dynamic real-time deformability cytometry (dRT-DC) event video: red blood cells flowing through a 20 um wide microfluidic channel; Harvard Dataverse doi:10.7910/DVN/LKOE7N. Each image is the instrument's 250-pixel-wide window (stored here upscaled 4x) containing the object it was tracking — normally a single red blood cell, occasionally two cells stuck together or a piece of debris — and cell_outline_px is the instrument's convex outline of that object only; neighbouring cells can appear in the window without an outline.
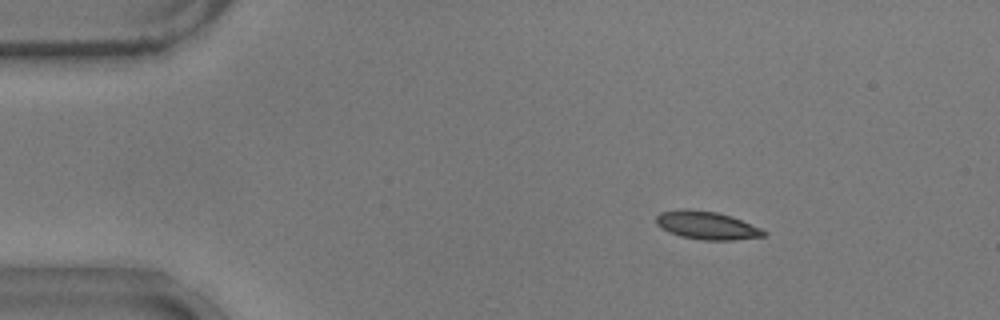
{"species": "common noctule bat (a hibernating species)", "species_latin": "Nyctalus noctula", "temperature_condition": "warm", "stored_images_in_passage": 30, "camera_frame_rate_fps": 3000, "um_per_image_px": 0.085, "animal": {"sex": "male", "body_mass_g": 17.9}, "frame": {"image": 1, "passage_image": 8, "time_ms": 2.333, "image_size_px": [1000, 320], "cell_outline_px": [[768, 236], [736, 240], [704, 240], [680, 236], [668, 232], [660, 228], [656, 224], [656, 216], [660, 212], [680, 208], [688, 208], [716, 212], [732, 216], [760, 228], [768, 232]], "centroid_in_image_um": [60.07, 19.15], "position_along_channel_um": 24.9, "area_um2": 17.92}}
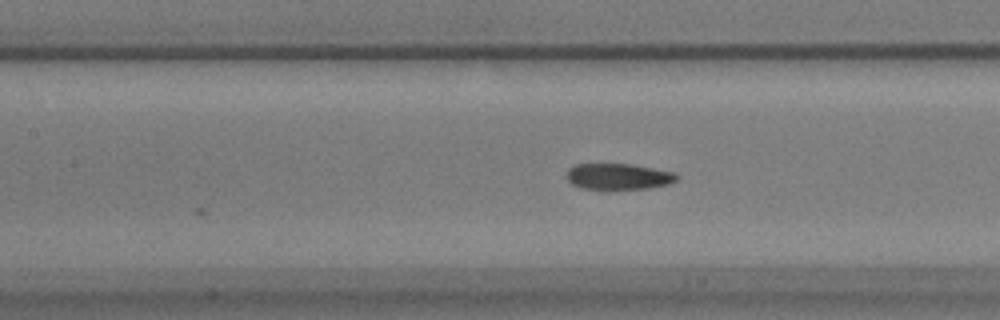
{"frame": {"image": 2, "passage_image": 24, "time_ms": 7.667, "image_size_px": [1000, 320], "cell_outline_px": [[680, 176], [676, 180], [668, 184], [648, 188], [608, 192], [580, 188], [572, 184], [568, 180], [568, 168], [576, 164], [632, 164], [676, 172]], "centroid_in_image_um": [52.57, 15.04], "position_along_channel_um": 154.8, "area_um2": 17.51}}
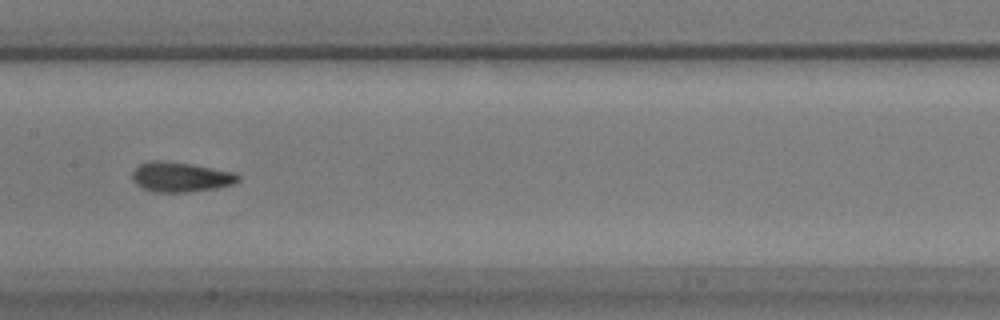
{"frame": {"image": 3, "passage_image": 27, "time_ms": 8.667, "image_size_px": [1000, 320], "cell_outline_px": [[240, 180], [232, 184], [216, 188], [188, 192], [152, 192], [136, 184], [132, 180], [132, 172], [140, 164], [148, 160], [160, 160], [188, 164], [232, 172], [240, 176]], "centroid_in_image_um": [15.3, 15.05], "position_along_channel_um": 192.1, "area_um2": 18.21}}